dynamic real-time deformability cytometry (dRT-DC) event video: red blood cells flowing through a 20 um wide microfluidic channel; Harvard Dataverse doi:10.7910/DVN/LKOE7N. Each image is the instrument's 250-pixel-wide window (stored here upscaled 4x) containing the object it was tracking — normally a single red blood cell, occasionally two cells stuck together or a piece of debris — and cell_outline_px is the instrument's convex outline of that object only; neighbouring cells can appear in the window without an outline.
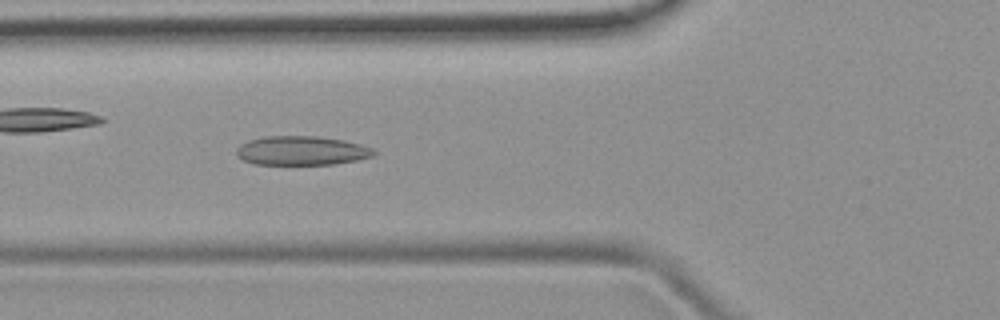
{"species": "common noctule bat (a hibernating species)", "species_latin": "Nyctalus noctula", "temperature_condition": "room temperature", "stored_images_in_passage": 45, "camera_frame_rate_fps": 3000, "um_per_image_px": 0.085, "animal": {"sex": "female", "body_mass_g": 19.9}, "frame": {"image": 1, "passage_image": 14, "time_ms": 4.333, "image_size_px": [1000, 320], "cell_outline_px": [[376, 152], [372, 156], [360, 160], [332, 164], [252, 164], [236, 156], [236, 148], [240, 144], [248, 140], [264, 136], [316, 136], [344, 140], [360, 144], [372, 148]], "centroid_in_image_um": [25.61, 12.8], "position_along_channel_um": 100.2, "area_um2": 23.41}}
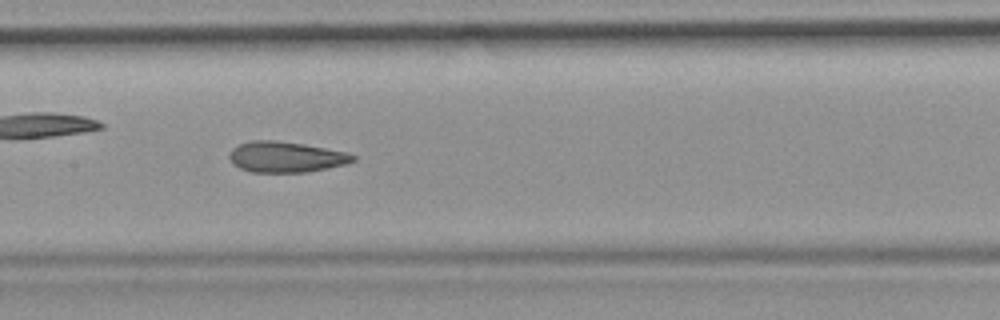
{"frame": {"image": 2, "passage_image": 20, "time_ms": 6.333, "image_size_px": [1000, 320], "cell_outline_px": [[356, 160], [348, 164], [308, 172], [252, 172], [240, 168], [232, 164], [228, 156], [232, 148], [240, 144], [252, 140], [276, 140], [304, 144], [344, 152], [356, 156]], "centroid_in_image_um": [24.29, 13.34], "position_along_channel_um": 183.1, "area_um2": 22.2}}